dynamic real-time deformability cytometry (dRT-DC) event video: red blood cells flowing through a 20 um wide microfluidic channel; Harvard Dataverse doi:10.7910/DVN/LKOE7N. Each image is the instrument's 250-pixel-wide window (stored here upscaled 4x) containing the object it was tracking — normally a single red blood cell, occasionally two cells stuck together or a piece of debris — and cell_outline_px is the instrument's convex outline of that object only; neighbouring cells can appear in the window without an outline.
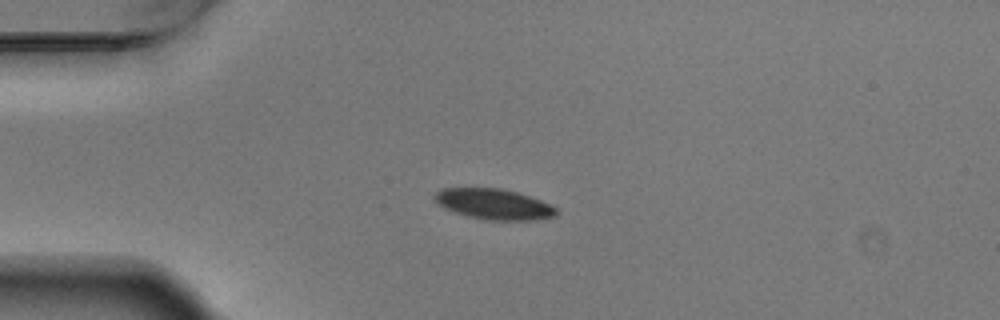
{"species": "Egyptian fruit bat (a non-hibernating species)", "species_latin": "Rousettus aegyptiacus", "temperature_condition": "warm", "stored_images_in_passage": 8, "camera_frame_rate_fps": 3000, "um_per_image_px": 0.085, "animal": {"sex": "male"}, "frame": {"image": 1, "passage_image": 4, "time_ms": 1.0, "image_size_px": [1000, 320], "cell_outline_px": [[560, 212], [556, 216], [536, 220], [488, 220], [468, 216], [444, 208], [436, 204], [432, 196], [440, 188], [500, 188], [516, 192], [540, 200], [556, 208]], "centroid_in_image_um": [41.95, 17.35], "position_along_channel_um": 43.0, "area_um2": 21.73}}
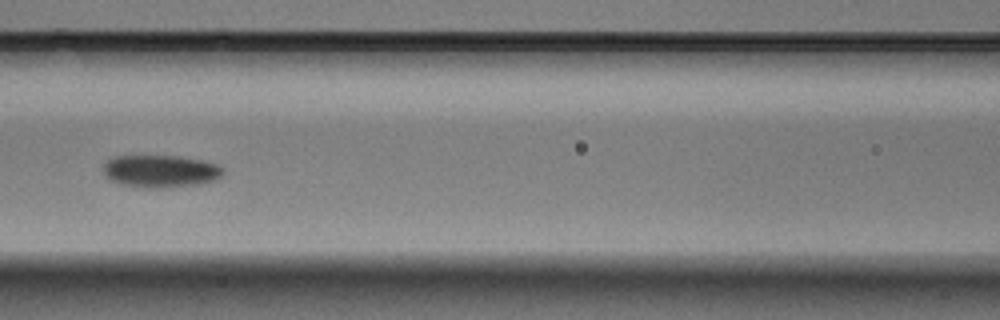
{"frame": {"image": 2, "passage_image": 7, "time_ms": 2.0, "image_size_px": [1000, 320], "cell_outline_px": [[224, 172], [216, 180], [200, 184], [164, 188], [144, 188], [120, 184], [108, 180], [104, 172], [104, 164], [108, 160], [116, 156], [180, 156], [220, 164], [224, 168]], "centroid_in_image_um": [13.67, 14.56], "position_along_channel_um": 152.9, "area_um2": 22.89}}
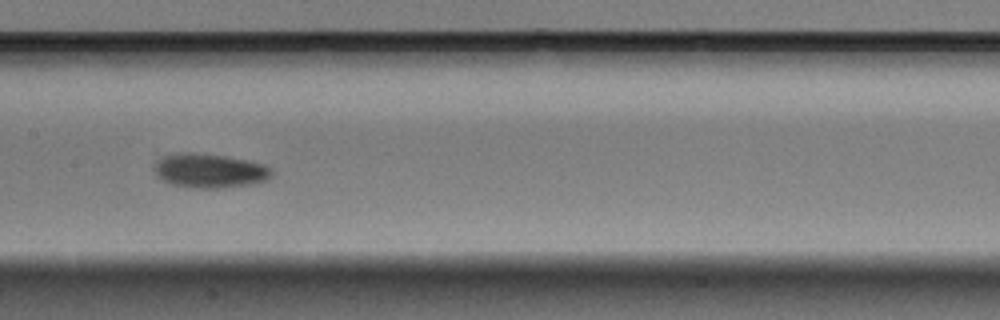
{"frame": {"image": 3, "passage_image": 8, "time_ms": 2.333, "image_size_px": [1000, 320], "cell_outline_px": [[272, 176], [264, 180], [252, 184], [220, 188], [192, 188], [172, 184], [160, 180], [156, 176], [152, 168], [164, 156], [176, 152], [188, 152], [224, 156], [248, 160], [264, 164], [272, 168]], "centroid_in_image_um": [17.8, 14.51], "position_along_channel_um": 189.6, "area_um2": 23.52}}